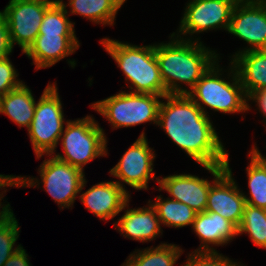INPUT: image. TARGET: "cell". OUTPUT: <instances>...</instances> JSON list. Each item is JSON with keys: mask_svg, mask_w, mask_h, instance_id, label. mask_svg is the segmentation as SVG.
<instances>
[{"mask_svg": "<svg viewBox=\"0 0 266 266\" xmlns=\"http://www.w3.org/2000/svg\"><path fill=\"white\" fill-rule=\"evenodd\" d=\"M162 99L157 126L170 140L200 166L225 165L229 154L210 116L187 94H167Z\"/></svg>", "mask_w": 266, "mask_h": 266, "instance_id": "6da1fadb", "label": "cell"}, {"mask_svg": "<svg viewBox=\"0 0 266 266\" xmlns=\"http://www.w3.org/2000/svg\"><path fill=\"white\" fill-rule=\"evenodd\" d=\"M169 38L168 43H155V56L162 81L167 94H188L221 57L216 50H211L201 41L182 40L173 34Z\"/></svg>", "mask_w": 266, "mask_h": 266, "instance_id": "7a4b0ae2", "label": "cell"}, {"mask_svg": "<svg viewBox=\"0 0 266 266\" xmlns=\"http://www.w3.org/2000/svg\"><path fill=\"white\" fill-rule=\"evenodd\" d=\"M100 44L125 75V82H130L127 83L130 92L167 95L155 56V43L140 46L105 37Z\"/></svg>", "mask_w": 266, "mask_h": 266, "instance_id": "3957f363", "label": "cell"}, {"mask_svg": "<svg viewBox=\"0 0 266 266\" xmlns=\"http://www.w3.org/2000/svg\"><path fill=\"white\" fill-rule=\"evenodd\" d=\"M219 62L218 59L187 95L208 116L210 115L207 108L214 112L228 113V115L244 114L246 111L248 113L252 107L247 101L248 97L240 83L235 67L230 62V68L224 70L220 67ZM224 72L228 73L224 74Z\"/></svg>", "mask_w": 266, "mask_h": 266, "instance_id": "277c9868", "label": "cell"}, {"mask_svg": "<svg viewBox=\"0 0 266 266\" xmlns=\"http://www.w3.org/2000/svg\"><path fill=\"white\" fill-rule=\"evenodd\" d=\"M45 156L49 158L43 160L38 169L41 179L13 175L14 187L39 188L43 184L44 191L51 196L61 210L73 208L76 197L78 198L80 192L86 187L85 172L53 155Z\"/></svg>", "mask_w": 266, "mask_h": 266, "instance_id": "5b68a950", "label": "cell"}, {"mask_svg": "<svg viewBox=\"0 0 266 266\" xmlns=\"http://www.w3.org/2000/svg\"><path fill=\"white\" fill-rule=\"evenodd\" d=\"M60 136L62 153L52 155L84 172V167L95 158L106 157L107 137L105 130L91 115L68 120Z\"/></svg>", "mask_w": 266, "mask_h": 266, "instance_id": "8992f818", "label": "cell"}, {"mask_svg": "<svg viewBox=\"0 0 266 266\" xmlns=\"http://www.w3.org/2000/svg\"><path fill=\"white\" fill-rule=\"evenodd\" d=\"M162 97L120 90L115 95L91 104V107L107 119L113 130L148 122L157 126Z\"/></svg>", "mask_w": 266, "mask_h": 266, "instance_id": "52a82bcc", "label": "cell"}, {"mask_svg": "<svg viewBox=\"0 0 266 266\" xmlns=\"http://www.w3.org/2000/svg\"><path fill=\"white\" fill-rule=\"evenodd\" d=\"M62 107L57 83H48L36 103L34 117L27 130L37 159L56 152L64 124L68 122L64 119Z\"/></svg>", "mask_w": 266, "mask_h": 266, "instance_id": "ba28073f", "label": "cell"}, {"mask_svg": "<svg viewBox=\"0 0 266 266\" xmlns=\"http://www.w3.org/2000/svg\"><path fill=\"white\" fill-rule=\"evenodd\" d=\"M239 0H189L179 27L172 34L182 40L199 41L203 32L223 29L228 31L233 9ZM190 35L188 38L187 36ZM183 35V36H182ZM184 36L186 38H184Z\"/></svg>", "mask_w": 266, "mask_h": 266, "instance_id": "9c48e42d", "label": "cell"}, {"mask_svg": "<svg viewBox=\"0 0 266 266\" xmlns=\"http://www.w3.org/2000/svg\"><path fill=\"white\" fill-rule=\"evenodd\" d=\"M154 152V149L149 147L145 132L142 131L119 162L110 169L109 174L119 179L116 182L123 189L126 187L124 184H127L135 190H149V181L155 179L158 184L159 180L153 170L156 157Z\"/></svg>", "mask_w": 266, "mask_h": 266, "instance_id": "30bf717a", "label": "cell"}, {"mask_svg": "<svg viewBox=\"0 0 266 266\" xmlns=\"http://www.w3.org/2000/svg\"><path fill=\"white\" fill-rule=\"evenodd\" d=\"M56 0H9L0 14L7 20L10 40L21 48L22 54L39 35L46 10Z\"/></svg>", "mask_w": 266, "mask_h": 266, "instance_id": "8fae6325", "label": "cell"}, {"mask_svg": "<svg viewBox=\"0 0 266 266\" xmlns=\"http://www.w3.org/2000/svg\"><path fill=\"white\" fill-rule=\"evenodd\" d=\"M227 32L248 44L231 55L230 60L246 51L266 50V0H239Z\"/></svg>", "mask_w": 266, "mask_h": 266, "instance_id": "7c38bea8", "label": "cell"}, {"mask_svg": "<svg viewBox=\"0 0 266 266\" xmlns=\"http://www.w3.org/2000/svg\"><path fill=\"white\" fill-rule=\"evenodd\" d=\"M202 167L211 173L212 180L185 173L161 176L158 180V190L166 191L171 199L188 205L197 213L204 212L210 186L226 170V167L225 165H202Z\"/></svg>", "mask_w": 266, "mask_h": 266, "instance_id": "4fadbf2b", "label": "cell"}, {"mask_svg": "<svg viewBox=\"0 0 266 266\" xmlns=\"http://www.w3.org/2000/svg\"><path fill=\"white\" fill-rule=\"evenodd\" d=\"M225 167L226 170L210 186L205 211L221 215L238 228L242 221L246 201L243 190L238 188L233 178L229 156H227Z\"/></svg>", "mask_w": 266, "mask_h": 266, "instance_id": "5bb4252c", "label": "cell"}, {"mask_svg": "<svg viewBox=\"0 0 266 266\" xmlns=\"http://www.w3.org/2000/svg\"><path fill=\"white\" fill-rule=\"evenodd\" d=\"M79 195L85 208L102 221L118 216L131 198L129 191L123 189L115 180L92 185Z\"/></svg>", "mask_w": 266, "mask_h": 266, "instance_id": "9a60e30c", "label": "cell"}, {"mask_svg": "<svg viewBox=\"0 0 266 266\" xmlns=\"http://www.w3.org/2000/svg\"><path fill=\"white\" fill-rule=\"evenodd\" d=\"M130 200L123 206L124 214L114 222V229L124 238L140 243L150 242L161 236L163 230L160 219L151 203L148 201L146 206L129 208Z\"/></svg>", "mask_w": 266, "mask_h": 266, "instance_id": "2e32d148", "label": "cell"}, {"mask_svg": "<svg viewBox=\"0 0 266 266\" xmlns=\"http://www.w3.org/2000/svg\"><path fill=\"white\" fill-rule=\"evenodd\" d=\"M79 47L76 35L39 34L23 54L33 61L32 65L38 70L55 65L74 54Z\"/></svg>", "mask_w": 266, "mask_h": 266, "instance_id": "e0dca14e", "label": "cell"}, {"mask_svg": "<svg viewBox=\"0 0 266 266\" xmlns=\"http://www.w3.org/2000/svg\"><path fill=\"white\" fill-rule=\"evenodd\" d=\"M191 228L201 242L194 251H217L213 246H224L238 236V228L214 212L197 213Z\"/></svg>", "mask_w": 266, "mask_h": 266, "instance_id": "ac0fdd59", "label": "cell"}, {"mask_svg": "<svg viewBox=\"0 0 266 266\" xmlns=\"http://www.w3.org/2000/svg\"><path fill=\"white\" fill-rule=\"evenodd\" d=\"M247 97L266 88V50H251L236 55L231 61Z\"/></svg>", "mask_w": 266, "mask_h": 266, "instance_id": "d6986e66", "label": "cell"}, {"mask_svg": "<svg viewBox=\"0 0 266 266\" xmlns=\"http://www.w3.org/2000/svg\"><path fill=\"white\" fill-rule=\"evenodd\" d=\"M35 100L32 90L23 83L0 96V113L8 116L18 127H26L28 130L35 113Z\"/></svg>", "mask_w": 266, "mask_h": 266, "instance_id": "ffe728a7", "label": "cell"}, {"mask_svg": "<svg viewBox=\"0 0 266 266\" xmlns=\"http://www.w3.org/2000/svg\"><path fill=\"white\" fill-rule=\"evenodd\" d=\"M61 4L68 9L67 13L80 15L94 24L115 25L116 15L127 0H68Z\"/></svg>", "mask_w": 266, "mask_h": 266, "instance_id": "44dd1931", "label": "cell"}, {"mask_svg": "<svg viewBox=\"0 0 266 266\" xmlns=\"http://www.w3.org/2000/svg\"><path fill=\"white\" fill-rule=\"evenodd\" d=\"M183 252L179 245L161 243L135 250L121 266H174Z\"/></svg>", "mask_w": 266, "mask_h": 266, "instance_id": "7402d4cb", "label": "cell"}, {"mask_svg": "<svg viewBox=\"0 0 266 266\" xmlns=\"http://www.w3.org/2000/svg\"><path fill=\"white\" fill-rule=\"evenodd\" d=\"M154 202L148 200L155 208L157 216L160 219L161 226L171 228H183L191 226L195 220L197 212L188 205L171 199L170 197L164 198L160 194L156 196Z\"/></svg>", "mask_w": 266, "mask_h": 266, "instance_id": "603a6c76", "label": "cell"}, {"mask_svg": "<svg viewBox=\"0 0 266 266\" xmlns=\"http://www.w3.org/2000/svg\"><path fill=\"white\" fill-rule=\"evenodd\" d=\"M247 155L250 159L246 168L249 197L245 193L243 196L247 204L266 209V162L252 150Z\"/></svg>", "mask_w": 266, "mask_h": 266, "instance_id": "cb8c5ba5", "label": "cell"}, {"mask_svg": "<svg viewBox=\"0 0 266 266\" xmlns=\"http://www.w3.org/2000/svg\"><path fill=\"white\" fill-rule=\"evenodd\" d=\"M248 234L254 245L266 249V209L246 203L238 235Z\"/></svg>", "mask_w": 266, "mask_h": 266, "instance_id": "d4e9b609", "label": "cell"}, {"mask_svg": "<svg viewBox=\"0 0 266 266\" xmlns=\"http://www.w3.org/2000/svg\"><path fill=\"white\" fill-rule=\"evenodd\" d=\"M67 9L56 0L45 12L39 34L76 35L75 22L70 21Z\"/></svg>", "mask_w": 266, "mask_h": 266, "instance_id": "484cf974", "label": "cell"}, {"mask_svg": "<svg viewBox=\"0 0 266 266\" xmlns=\"http://www.w3.org/2000/svg\"><path fill=\"white\" fill-rule=\"evenodd\" d=\"M14 215L10 206L0 216V266H3L21 246V244L16 245L21 227Z\"/></svg>", "mask_w": 266, "mask_h": 266, "instance_id": "4316f807", "label": "cell"}, {"mask_svg": "<svg viewBox=\"0 0 266 266\" xmlns=\"http://www.w3.org/2000/svg\"><path fill=\"white\" fill-rule=\"evenodd\" d=\"M180 266H245L241 262L231 260L219 251H192Z\"/></svg>", "mask_w": 266, "mask_h": 266, "instance_id": "83f0119b", "label": "cell"}, {"mask_svg": "<svg viewBox=\"0 0 266 266\" xmlns=\"http://www.w3.org/2000/svg\"><path fill=\"white\" fill-rule=\"evenodd\" d=\"M18 76L19 73H17L9 57L0 61V96L18 88L24 83L18 79Z\"/></svg>", "mask_w": 266, "mask_h": 266, "instance_id": "f1b7e54d", "label": "cell"}, {"mask_svg": "<svg viewBox=\"0 0 266 266\" xmlns=\"http://www.w3.org/2000/svg\"><path fill=\"white\" fill-rule=\"evenodd\" d=\"M13 49L7 20L0 14V61L8 58Z\"/></svg>", "mask_w": 266, "mask_h": 266, "instance_id": "f546056e", "label": "cell"}, {"mask_svg": "<svg viewBox=\"0 0 266 266\" xmlns=\"http://www.w3.org/2000/svg\"><path fill=\"white\" fill-rule=\"evenodd\" d=\"M247 101H253L258 107L257 110L263 116L264 126L266 127V88L252 92Z\"/></svg>", "mask_w": 266, "mask_h": 266, "instance_id": "4dcf8cb0", "label": "cell"}, {"mask_svg": "<svg viewBox=\"0 0 266 266\" xmlns=\"http://www.w3.org/2000/svg\"><path fill=\"white\" fill-rule=\"evenodd\" d=\"M20 246L18 250L8 258L3 266H31L26 250Z\"/></svg>", "mask_w": 266, "mask_h": 266, "instance_id": "1f68e13d", "label": "cell"}, {"mask_svg": "<svg viewBox=\"0 0 266 266\" xmlns=\"http://www.w3.org/2000/svg\"><path fill=\"white\" fill-rule=\"evenodd\" d=\"M8 192L7 190L1 191L0 192V216L5 212V210H7V208L10 207V204L8 202H6L7 204H2V200L5 198V193ZM4 197V198H3Z\"/></svg>", "mask_w": 266, "mask_h": 266, "instance_id": "d6a6232c", "label": "cell"}, {"mask_svg": "<svg viewBox=\"0 0 266 266\" xmlns=\"http://www.w3.org/2000/svg\"><path fill=\"white\" fill-rule=\"evenodd\" d=\"M266 128V127H265ZM257 144L254 143L253 146H251V150L259 157L261 158L263 161L266 162V156L261 154V151L258 149V147L256 146Z\"/></svg>", "mask_w": 266, "mask_h": 266, "instance_id": "836d02e7", "label": "cell"}]
</instances>
